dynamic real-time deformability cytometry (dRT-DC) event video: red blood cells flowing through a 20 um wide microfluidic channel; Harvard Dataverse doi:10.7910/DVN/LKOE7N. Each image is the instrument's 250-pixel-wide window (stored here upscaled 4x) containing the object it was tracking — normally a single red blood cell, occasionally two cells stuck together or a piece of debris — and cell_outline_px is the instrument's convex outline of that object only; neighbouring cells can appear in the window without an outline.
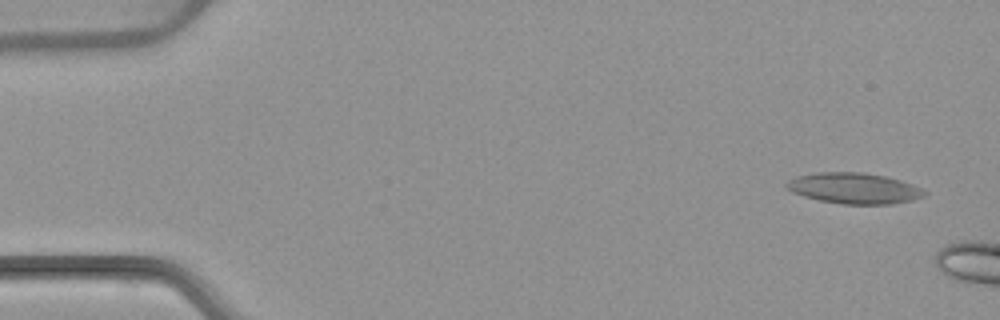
{"species": "common noctule bat (a hibernating species)", "species_latin": "Nyctalus noctula", "temperature_condition": "warm", "stored_images_in_passage": 4, "camera_frame_rate_fps": 3000, "um_per_image_px": 0.085, "animal": {"sex": "female", "body_mass_g": 22.7, "forearm_length_mm": 54.2}, "frame": {"image": 1, "passage_image": 1, "time_ms": 0.0, "image_size_px": [1000, 320], "cell_outline_px": [[928, 192], [924, 196], [912, 200], [892, 204], [844, 204], [820, 200], [804, 196], [792, 192], [784, 188], [784, 184], [788, 180], [796, 176], [816, 172], [864, 172], [888, 176], [924, 188]], "centroid_in_image_um": [72.6, 15.99], "position_along_channel_um": 12.4, "area_um2": 25.09}}